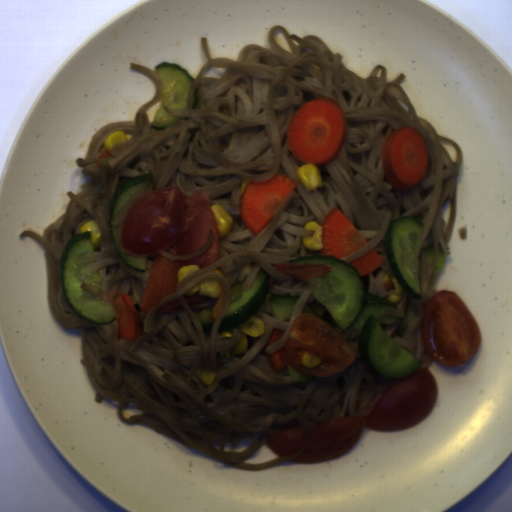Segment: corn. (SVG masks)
Wrapping results in <instances>:
<instances>
[{
  "mask_svg": "<svg viewBox=\"0 0 512 512\" xmlns=\"http://www.w3.org/2000/svg\"><path fill=\"white\" fill-rule=\"evenodd\" d=\"M237 330L241 332V336L235 343L232 355L244 354L249 346L248 337H261L265 331L264 323L261 318L253 315L237 326Z\"/></svg>",
  "mask_w": 512,
  "mask_h": 512,
  "instance_id": "corn-1",
  "label": "corn"
},
{
  "mask_svg": "<svg viewBox=\"0 0 512 512\" xmlns=\"http://www.w3.org/2000/svg\"><path fill=\"white\" fill-rule=\"evenodd\" d=\"M300 183L307 191H314L322 185V177L317 165L303 163L296 171Z\"/></svg>",
  "mask_w": 512,
  "mask_h": 512,
  "instance_id": "corn-2",
  "label": "corn"
},
{
  "mask_svg": "<svg viewBox=\"0 0 512 512\" xmlns=\"http://www.w3.org/2000/svg\"><path fill=\"white\" fill-rule=\"evenodd\" d=\"M221 283L222 281L218 278H205L188 289L185 294H198L201 296L212 297L214 299L217 298L220 293Z\"/></svg>",
  "mask_w": 512,
  "mask_h": 512,
  "instance_id": "corn-3",
  "label": "corn"
},
{
  "mask_svg": "<svg viewBox=\"0 0 512 512\" xmlns=\"http://www.w3.org/2000/svg\"><path fill=\"white\" fill-rule=\"evenodd\" d=\"M210 209L217 223L218 238L227 236L232 229L233 218L224 207L217 202L210 206Z\"/></svg>",
  "mask_w": 512,
  "mask_h": 512,
  "instance_id": "corn-4",
  "label": "corn"
},
{
  "mask_svg": "<svg viewBox=\"0 0 512 512\" xmlns=\"http://www.w3.org/2000/svg\"><path fill=\"white\" fill-rule=\"evenodd\" d=\"M303 228L315 230L310 236L302 237L304 247L310 252H318L323 249L322 226L316 221H308Z\"/></svg>",
  "mask_w": 512,
  "mask_h": 512,
  "instance_id": "corn-5",
  "label": "corn"
},
{
  "mask_svg": "<svg viewBox=\"0 0 512 512\" xmlns=\"http://www.w3.org/2000/svg\"><path fill=\"white\" fill-rule=\"evenodd\" d=\"M85 231L90 232L91 244L94 248H98L102 238V231L98 221H88L78 229V233H83Z\"/></svg>",
  "mask_w": 512,
  "mask_h": 512,
  "instance_id": "corn-6",
  "label": "corn"
},
{
  "mask_svg": "<svg viewBox=\"0 0 512 512\" xmlns=\"http://www.w3.org/2000/svg\"><path fill=\"white\" fill-rule=\"evenodd\" d=\"M128 136L125 131H116L109 135L105 142H104V148L107 152L111 154L112 149L119 144L120 142L128 141Z\"/></svg>",
  "mask_w": 512,
  "mask_h": 512,
  "instance_id": "corn-7",
  "label": "corn"
},
{
  "mask_svg": "<svg viewBox=\"0 0 512 512\" xmlns=\"http://www.w3.org/2000/svg\"><path fill=\"white\" fill-rule=\"evenodd\" d=\"M392 284H393L394 288L390 291V293L385 298V301H387L391 305L400 302L402 299V296H403V292H404V288L399 283V281L397 280L396 277L393 278Z\"/></svg>",
  "mask_w": 512,
  "mask_h": 512,
  "instance_id": "corn-8",
  "label": "corn"
},
{
  "mask_svg": "<svg viewBox=\"0 0 512 512\" xmlns=\"http://www.w3.org/2000/svg\"><path fill=\"white\" fill-rule=\"evenodd\" d=\"M201 268L195 264H186L181 266L177 271V282L178 284L187 276L199 271Z\"/></svg>",
  "mask_w": 512,
  "mask_h": 512,
  "instance_id": "corn-9",
  "label": "corn"
},
{
  "mask_svg": "<svg viewBox=\"0 0 512 512\" xmlns=\"http://www.w3.org/2000/svg\"><path fill=\"white\" fill-rule=\"evenodd\" d=\"M195 374L206 385H212L216 376V373H213L203 367L195 368Z\"/></svg>",
  "mask_w": 512,
  "mask_h": 512,
  "instance_id": "corn-10",
  "label": "corn"
},
{
  "mask_svg": "<svg viewBox=\"0 0 512 512\" xmlns=\"http://www.w3.org/2000/svg\"><path fill=\"white\" fill-rule=\"evenodd\" d=\"M320 363L321 362L318 357H316L312 353L304 352V354L302 356L301 364L305 368H314V367L318 366Z\"/></svg>",
  "mask_w": 512,
  "mask_h": 512,
  "instance_id": "corn-11",
  "label": "corn"
},
{
  "mask_svg": "<svg viewBox=\"0 0 512 512\" xmlns=\"http://www.w3.org/2000/svg\"><path fill=\"white\" fill-rule=\"evenodd\" d=\"M252 262H248L245 267L242 269V271L239 273L237 280L243 281L246 276L248 275L250 268H251Z\"/></svg>",
  "mask_w": 512,
  "mask_h": 512,
  "instance_id": "corn-12",
  "label": "corn"
},
{
  "mask_svg": "<svg viewBox=\"0 0 512 512\" xmlns=\"http://www.w3.org/2000/svg\"><path fill=\"white\" fill-rule=\"evenodd\" d=\"M233 336L234 335L232 330H226L224 332L219 333V338H221L222 340L225 338H232Z\"/></svg>",
  "mask_w": 512,
  "mask_h": 512,
  "instance_id": "corn-13",
  "label": "corn"
},
{
  "mask_svg": "<svg viewBox=\"0 0 512 512\" xmlns=\"http://www.w3.org/2000/svg\"><path fill=\"white\" fill-rule=\"evenodd\" d=\"M391 278H392V277H391L390 273L385 272V273H384V275H383L382 284H384V283H386V282L390 281V280H391Z\"/></svg>",
  "mask_w": 512,
  "mask_h": 512,
  "instance_id": "corn-14",
  "label": "corn"
},
{
  "mask_svg": "<svg viewBox=\"0 0 512 512\" xmlns=\"http://www.w3.org/2000/svg\"><path fill=\"white\" fill-rule=\"evenodd\" d=\"M247 185H249V184L247 183V181H246V180H243V181H242V183H241V195H243V193H244V191H245V189H246Z\"/></svg>",
  "mask_w": 512,
  "mask_h": 512,
  "instance_id": "corn-15",
  "label": "corn"
},
{
  "mask_svg": "<svg viewBox=\"0 0 512 512\" xmlns=\"http://www.w3.org/2000/svg\"><path fill=\"white\" fill-rule=\"evenodd\" d=\"M212 272H215V273H218V274H221V275H223V276H224L223 271H222V270H220L219 268L213 269V271H212Z\"/></svg>",
  "mask_w": 512,
  "mask_h": 512,
  "instance_id": "corn-16",
  "label": "corn"
}]
</instances>
